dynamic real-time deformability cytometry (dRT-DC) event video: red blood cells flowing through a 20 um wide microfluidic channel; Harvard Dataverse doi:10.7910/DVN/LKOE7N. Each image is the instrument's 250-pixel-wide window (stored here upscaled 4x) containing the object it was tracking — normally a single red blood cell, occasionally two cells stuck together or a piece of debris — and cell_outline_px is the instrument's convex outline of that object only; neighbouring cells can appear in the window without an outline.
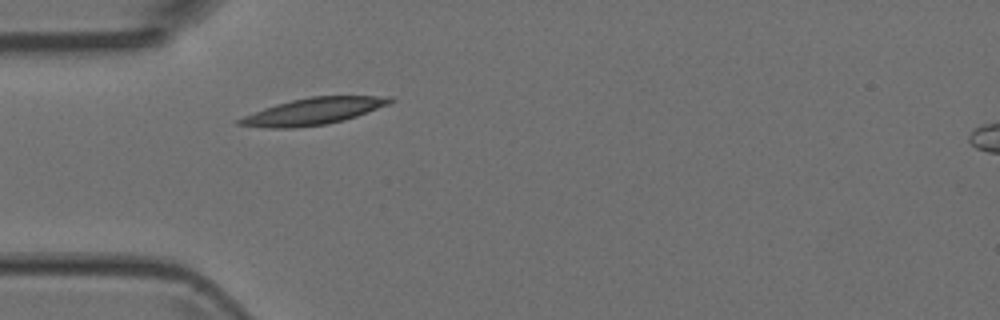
{"species": "Egyptian fruit bat (a non-hibernating species)", "species_latin": "Rousettus aegyptiacus", "temperature_condition": "room temperature", "stored_images_in_passage": 4, "segment_of_instrument_passage": [1, 2], "camera_frame_rate_fps": 3000, "um_per_image_px": 0.085, "animal": {"sex": "female"}, "frame": {"image": 1, "passage_image": 3, "time_ms": 0.667, "image_size_px": [1000, 320], "cell_outline_px": [[396, 100], [388, 104], [356, 116], [324, 124], [296, 128], [268, 128], [236, 124], [236, 120], [244, 116], [264, 108], [276, 104], [292, 100], [312, 96], [392, 96]], "centroid_in_image_um": [26.62, 9.45], "position_along_channel_um": 58.4, "area_um2": 23.12}}